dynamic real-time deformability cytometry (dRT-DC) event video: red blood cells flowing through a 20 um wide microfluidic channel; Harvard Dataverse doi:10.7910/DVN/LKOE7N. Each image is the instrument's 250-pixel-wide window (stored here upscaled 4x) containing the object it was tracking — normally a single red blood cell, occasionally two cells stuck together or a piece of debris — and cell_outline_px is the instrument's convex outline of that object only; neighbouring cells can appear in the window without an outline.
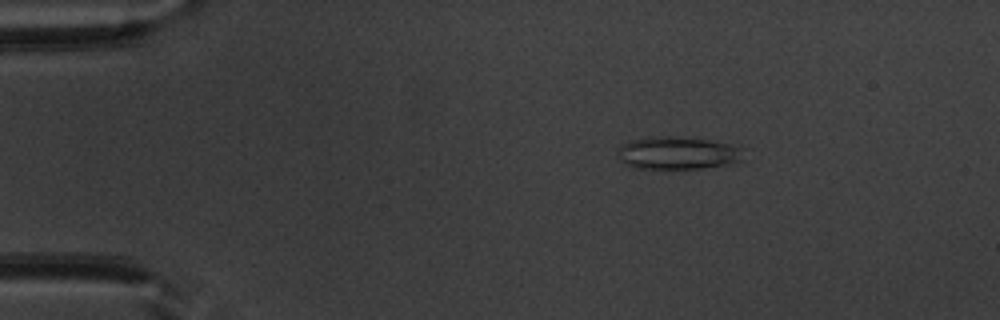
{"species": "common noctule bat (a hibernating species)", "species_latin": "Nyctalus noctula", "temperature_condition": "warm", "stored_images_in_passage": 52, "camera_frame_rate_fps": 3000, "um_per_image_px": 0.085, "animal": {"sex": "male", "body_mass_g": 20.1, "forearm_length_mm": 53.5}, "frame": {"image": 1, "passage_image": 9, "time_ms": 2.667, "image_size_px": [1000, 320], "cell_outline_px": [[748, 148], [740, 160], [728, 164], [700, 168], [632, 168], [624, 164], [620, 160], [616, 152], [624, 144], [632, 140], [652, 136], [668, 136], [708, 140]], "centroid_in_image_um": [57.61, 13.01], "position_along_channel_um": 27.4, "area_um2": 23.93}}
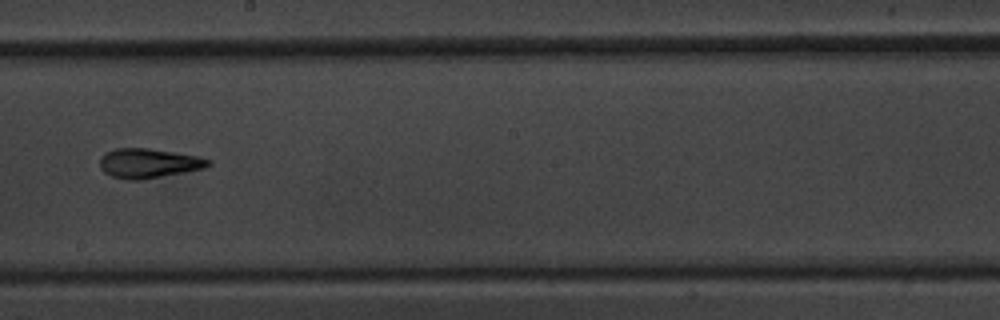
{"frame": {"image": 2, "passage_image": 30, "time_ms": 9.667, "image_size_px": [1000, 320], "cell_outline_px": [[212, 164], [204, 168], [184, 172], [140, 180], [128, 180], [112, 176], [104, 172], [100, 168], [100, 156], [104, 152], [116, 148], [148, 148], [196, 156], [212, 160]], "centroid_in_image_um": [12.6, 13.87], "position_along_channel_um": 235.6, "area_um2": 18.61}}
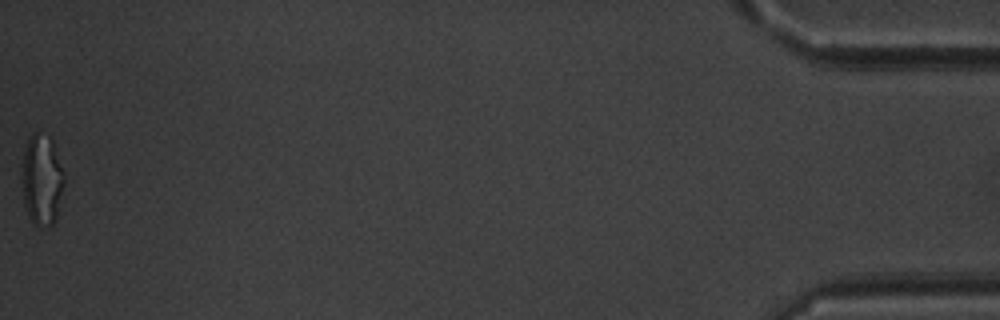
{"frame": {"image": 3, "passage_image": 52, "time_ms": 17.0, "image_size_px": [1000, 320], "cell_outline_px": [[64, 184], [56, 220], [48, 228], [36, 228], [32, 224], [28, 216], [24, 204], [20, 180], [24, 152], [28, 140], [36, 132], [48, 136], [52, 140], [64, 172]], "centroid_in_image_um": [3.54, 15.37], "position_along_channel_um": 431.7, "area_um2": 22.89}, "authors_computed_cell_mechanics": {"area_um2": 19.074, "velocity_mm_per_s": 3.9478, "shape_relaxation_time_tau1_ms": 8.7868, "shape_relaxation_time_tau2_ms": 3.5884, "deformation_change_tau1": 0.2379, "deformation_change_tau2": 0.1413}}